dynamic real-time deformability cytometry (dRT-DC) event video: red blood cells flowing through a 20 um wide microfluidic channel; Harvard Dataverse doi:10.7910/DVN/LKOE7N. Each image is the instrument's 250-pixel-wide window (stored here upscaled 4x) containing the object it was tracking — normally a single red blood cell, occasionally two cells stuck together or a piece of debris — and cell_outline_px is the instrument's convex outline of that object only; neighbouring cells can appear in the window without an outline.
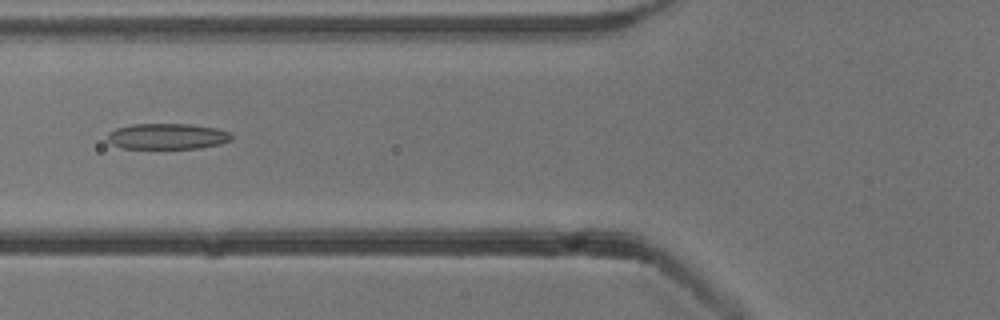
{"species": "common noctule bat (a hibernating species)", "species_latin": "Nyctalus noctula", "temperature_condition": "cold", "stored_images_in_passage": 54, "camera_frame_rate_fps": 3000, "um_per_image_px": 0.085, "animal": {"sex": "male", "body_mass_g": 13.3}, "frame": {"image": 1, "passage_image": 21, "time_ms": 6.667, "image_size_px": [1000, 320], "cell_outline_px": [[232, 140], [220, 144], [200, 148], [120, 148], [112, 144], [108, 140], [108, 132], [116, 128], [132, 124], [192, 124], [216, 128], [228, 132], [232, 136]], "centroid_in_image_um": [14.22, 11.58], "position_along_channel_um": 111.6, "area_um2": 18.67}}
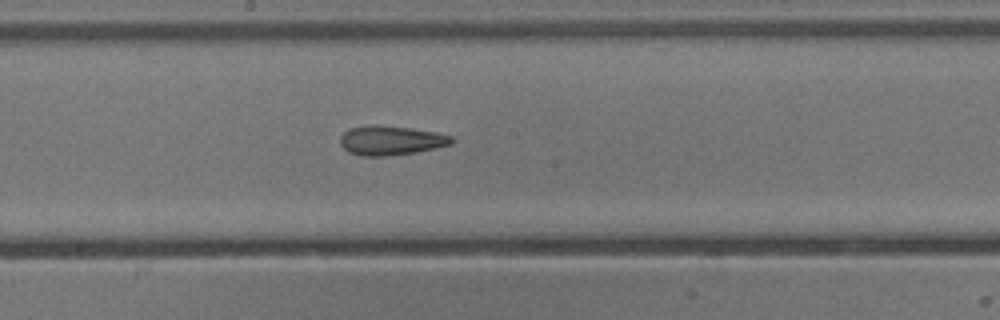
{"frame": {"image": 2, "passage_image": 29, "time_ms": 9.333, "image_size_px": [1000, 320], "cell_outline_px": [[456, 140], [452, 144], [436, 148], [416, 152], [384, 156], [360, 156], [348, 152], [340, 144], [340, 136], [344, 132], [352, 128], [372, 124], [376, 124], [412, 128], [436, 132], [452, 136]], "centroid_in_image_um": [33.24, 11.93], "position_along_channel_um": 215.0, "area_um2": 19.25}}
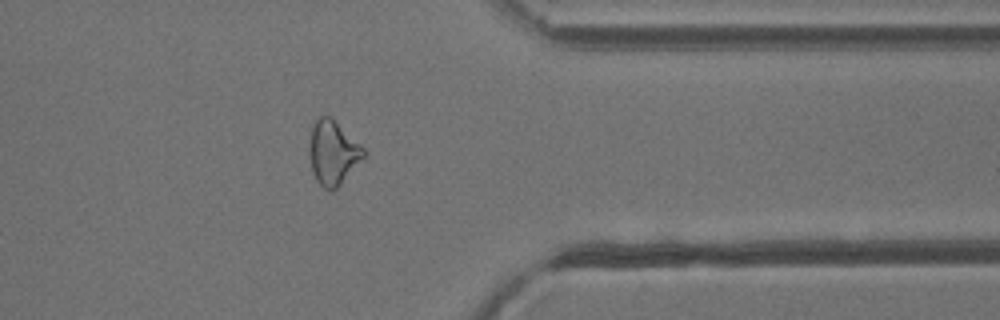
{"frame": {"image": 3, "passage_image": 43, "time_ms": 14.0, "image_size_px": [1000, 320], "cell_outline_px": [[364, 156], [340, 184], [332, 192], [328, 192], [316, 180], [312, 172], [308, 152], [312, 128], [316, 120], [320, 116], [328, 116], [360, 144], [364, 148]], "centroid_in_image_um": [28.25, 13.02], "position_along_channel_um": 383.1, "area_um2": 19.77}, "authors_computed_cell_mechanics": {"area_um2": 19.9699, "velocity_mm_per_s": 3.8537, "shape_relaxation_time_tau1_ms": 9.3587, "shape_relaxation_time_tau2_ms": 3.0459, "deformation_change_tau1": 0.2044, "deformation_change_tau2": 0.1302}}